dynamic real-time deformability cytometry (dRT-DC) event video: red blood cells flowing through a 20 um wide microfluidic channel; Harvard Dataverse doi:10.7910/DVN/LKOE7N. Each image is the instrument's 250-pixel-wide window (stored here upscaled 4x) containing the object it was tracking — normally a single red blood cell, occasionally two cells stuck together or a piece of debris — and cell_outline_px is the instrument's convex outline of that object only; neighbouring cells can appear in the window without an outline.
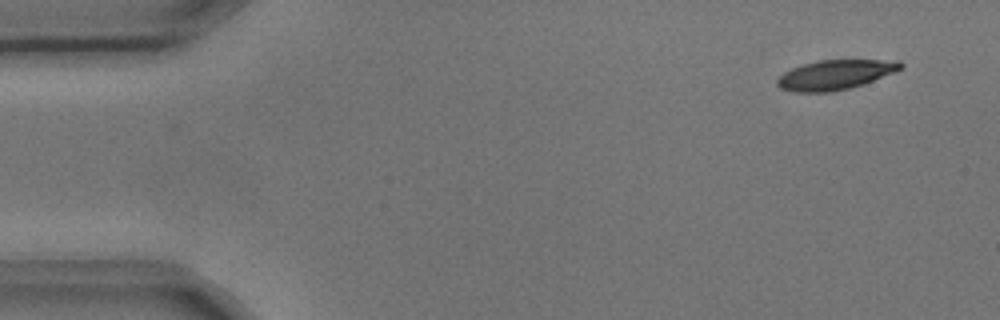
{"species": "common noctule bat (a hibernating species)", "species_latin": "Nyctalus noctula", "temperature_condition": "cold", "stored_images_in_passage": 2, "camera_frame_rate_fps": 3000, "um_per_image_px": 0.085, "animal": {"sex": "male", "body_mass_g": 17.9, "forearm_length_mm": 54.2}, "frame": {"image": 1, "passage_image": 2, "time_ms": 0.333, "image_size_px": [1000, 320], "cell_outline_px": [[904, 68], [896, 72], [864, 84], [848, 88], [828, 92], [792, 92], [780, 88], [776, 84], [776, 80], [784, 72], [792, 68], [804, 64], [820, 60], [900, 60], [904, 64]], "centroid_in_image_um": [71.03, 6.35], "position_along_channel_um": 14.0, "area_um2": 21.44}}